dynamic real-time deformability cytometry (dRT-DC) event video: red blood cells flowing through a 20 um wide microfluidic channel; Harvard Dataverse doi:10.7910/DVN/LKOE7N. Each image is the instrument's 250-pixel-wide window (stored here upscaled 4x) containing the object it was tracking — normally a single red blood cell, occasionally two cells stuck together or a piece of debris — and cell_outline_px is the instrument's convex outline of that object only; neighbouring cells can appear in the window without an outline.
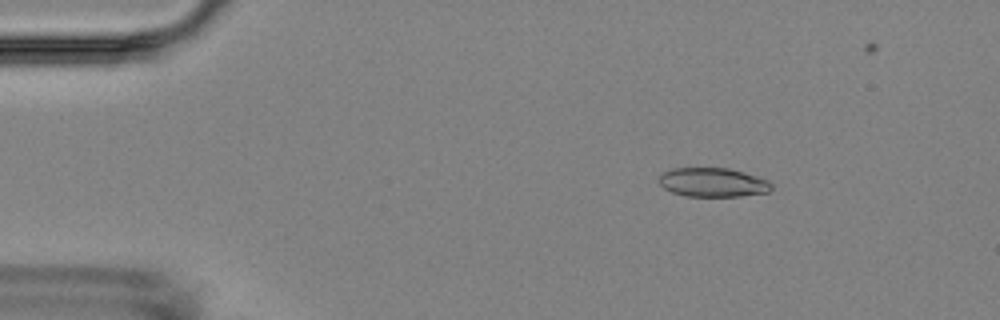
{"species": "Egyptian fruit bat (a non-hibernating species)", "species_latin": "Rousettus aegyptiacus", "temperature_condition": "room temperature", "stored_images_in_passage": 3, "camera_frame_rate_fps": 3000, "um_per_image_px": 0.085, "animal": {"sex": "female"}, "frame": {"image": 1, "passage_image": 2, "time_ms": 1.0, "image_size_px": [1000, 320], "cell_outline_px": [[772, 188], [768, 192], [740, 196], [684, 196], [672, 192], [664, 188], [660, 184], [660, 176], [664, 172], [672, 168], [728, 168], [744, 172], [768, 180], [772, 184]], "centroid_in_image_um": [60.6, 15.5], "position_along_channel_um": 24.4, "area_um2": 18.96}}